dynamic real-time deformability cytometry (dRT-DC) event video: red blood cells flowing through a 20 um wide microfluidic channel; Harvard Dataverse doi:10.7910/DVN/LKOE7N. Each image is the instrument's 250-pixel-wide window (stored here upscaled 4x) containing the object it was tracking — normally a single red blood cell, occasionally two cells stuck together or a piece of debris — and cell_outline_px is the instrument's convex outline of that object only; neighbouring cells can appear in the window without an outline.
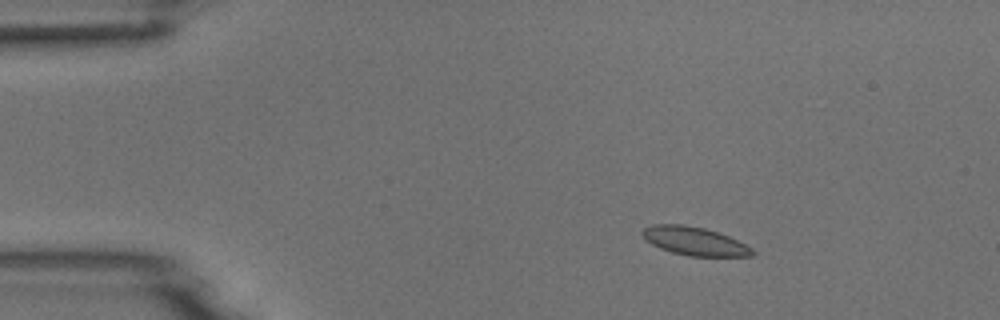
{"species": "common noctule bat (a hibernating species)", "species_latin": "Nyctalus noctula", "temperature_condition": "room temperature", "stored_images_in_passage": 5, "camera_frame_rate_fps": 3000, "um_per_image_px": 0.085, "animal": {"sex": "male", "body_mass_g": 18.8}, "frame": {"image": 1, "passage_image": 2, "time_ms": 1.0, "image_size_px": [1000, 320], "cell_outline_px": [[756, 252], [752, 256], [688, 256], [672, 252], [660, 248], [644, 240], [640, 232], [644, 228], [652, 224], [684, 224], [704, 228], [728, 236], [752, 248]], "centroid_in_image_um": [58.99, 20.49], "position_along_channel_um": 26.0, "area_um2": 18.21}}
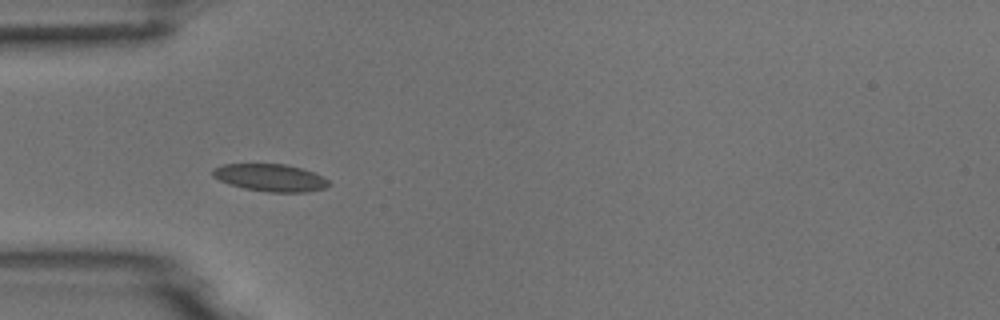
{"frame": {"image": 2, "passage_image": 4, "time_ms": 3.667, "image_size_px": [1000, 320], "cell_outline_px": [[332, 184], [328, 188], [304, 192], [268, 192], [244, 188], [228, 184], [212, 176], [212, 168], [224, 164], [284, 164], [300, 168], [324, 176]], "centroid_in_image_um": [23.0, 15.11], "position_along_channel_um": 62.0, "area_um2": 18.61}}